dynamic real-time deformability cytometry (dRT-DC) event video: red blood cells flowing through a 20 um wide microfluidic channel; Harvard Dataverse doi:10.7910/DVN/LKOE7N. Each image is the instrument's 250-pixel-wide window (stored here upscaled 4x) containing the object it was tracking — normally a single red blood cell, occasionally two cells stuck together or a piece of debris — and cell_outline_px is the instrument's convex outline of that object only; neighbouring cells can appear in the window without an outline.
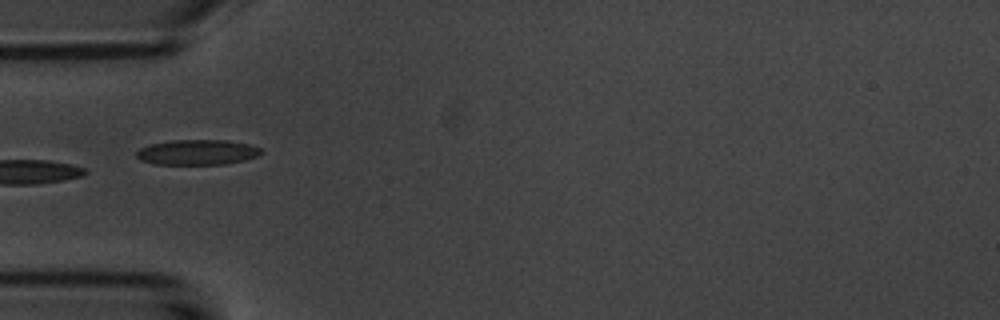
{"species": "common noctule bat (a hibernating species)", "species_latin": "Nyctalus noctula", "temperature_condition": "room temperature", "stored_images_in_passage": 5, "camera_frame_rate_fps": 3000, "um_per_image_px": 0.085, "animal": {"sex": "male", "body_mass_g": 20.1, "forearm_length_mm": 53.5}, "frame": {"image": 1, "passage_image": 5, "time_ms": 4.667, "image_size_px": [1000, 320], "cell_outline_px": [[264, 152], [256, 156], [244, 160], [228, 164], [152, 164], [140, 160], [136, 156], [136, 152], [140, 148], [152, 144], [172, 140], [224, 140], [248, 144], [260, 148]], "centroid_in_image_um": [16.76, 12.95], "position_along_channel_um": 68.2, "area_um2": 18.26}}